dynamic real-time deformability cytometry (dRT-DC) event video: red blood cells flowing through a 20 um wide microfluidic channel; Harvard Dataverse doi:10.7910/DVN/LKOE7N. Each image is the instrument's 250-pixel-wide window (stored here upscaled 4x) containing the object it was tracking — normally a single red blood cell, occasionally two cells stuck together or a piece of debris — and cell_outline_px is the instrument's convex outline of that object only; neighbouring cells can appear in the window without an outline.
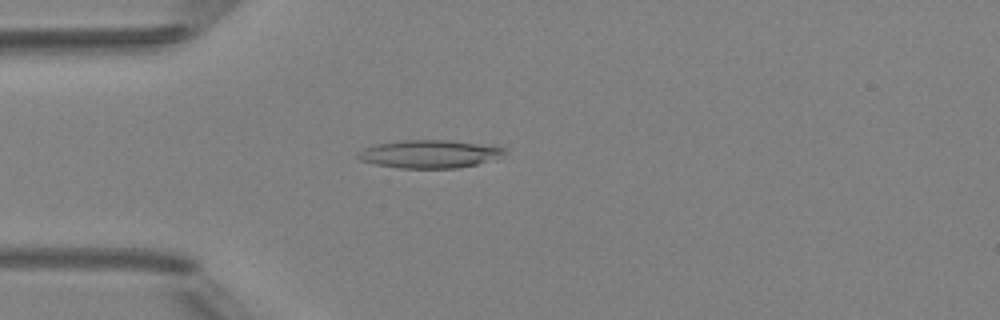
{"species": "Egyptian fruit bat (a non-hibernating species)", "species_latin": "Rousettus aegyptiacus", "temperature_condition": "room temperature", "stored_images_in_passage": 4, "camera_frame_rate_fps": 3000, "um_per_image_px": 0.085, "animal": {"sex": "female"}, "frame": {"image": 1, "passage_image": 4, "time_ms": 3.333, "image_size_px": [1000, 320], "cell_outline_px": [[508, 152], [476, 164], [456, 168], [400, 168], [376, 164], [360, 160], [356, 156], [356, 152], [364, 148], [376, 144], [404, 140], [452, 140], [508, 148]], "centroid_in_image_um": [36.46, 13.08], "position_along_channel_um": 48.5, "area_um2": 23.7}}